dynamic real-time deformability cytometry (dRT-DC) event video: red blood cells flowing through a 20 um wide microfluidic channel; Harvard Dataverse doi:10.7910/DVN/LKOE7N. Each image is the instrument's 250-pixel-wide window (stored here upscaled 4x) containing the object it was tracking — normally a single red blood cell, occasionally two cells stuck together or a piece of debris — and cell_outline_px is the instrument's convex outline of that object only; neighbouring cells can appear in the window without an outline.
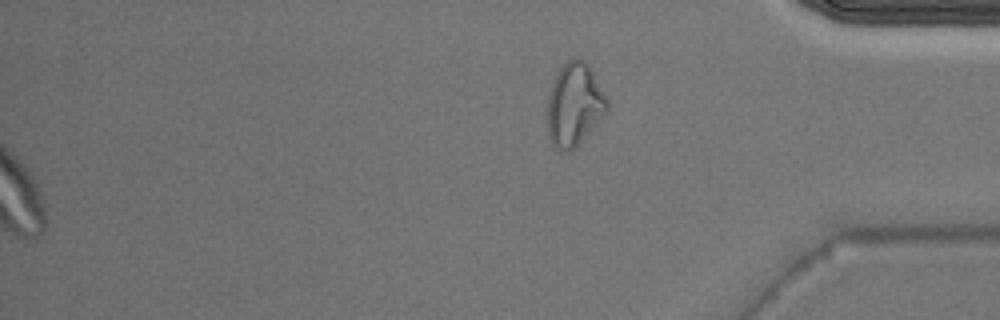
{"species": "Egyptian fruit bat (a non-hibernating species)", "species_latin": "Rousettus aegyptiacus", "temperature_condition": "warm", "stored_images_in_passage": 37, "segment_of_instrument_passage": [2, 2], "camera_frame_rate_fps": 3000, "um_per_image_px": 0.085, "animal": {"sex": "male"}, "frame": {"image": 1, "passage_image": 37, "time_ms": 12.0, "image_size_px": [1000, 320], "cell_outline_px": [[608, 108], [580, 140], [568, 152], [560, 152], [556, 148], [548, 136], [548, 96], [556, 72], [568, 60], [584, 60], [588, 64], [608, 100]], "centroid_in_image_um": [48.78, 8.87], "position_along_channel_um": 386.4, "area_um2": 27.92}}